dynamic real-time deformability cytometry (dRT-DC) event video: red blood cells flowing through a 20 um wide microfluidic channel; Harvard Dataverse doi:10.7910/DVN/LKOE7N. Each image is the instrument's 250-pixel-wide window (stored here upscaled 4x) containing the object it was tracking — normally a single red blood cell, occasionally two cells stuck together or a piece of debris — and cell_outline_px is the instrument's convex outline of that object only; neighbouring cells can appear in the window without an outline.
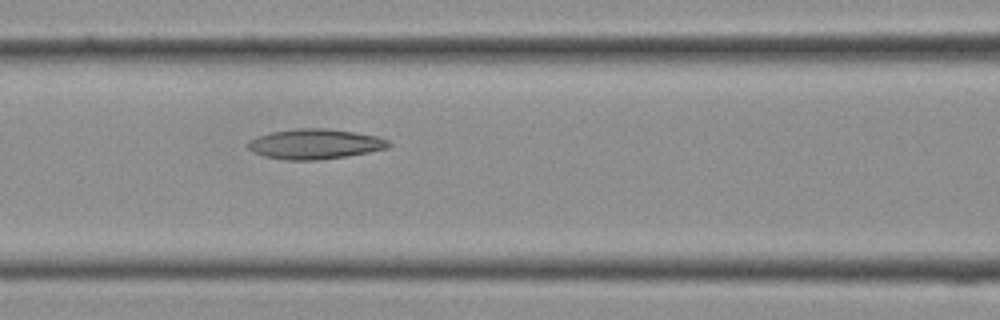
{"species": "Egyptian fruit bat (a non-hibernating species)", "species_latin": "Rousettus aegyptiacus", "temperature_condition": "cold", "stored_images_in_passage": 12, "camera_frame_rate_fps": 3000, "um_per_image_px": 0.085, "frame": {"image": 1, "passage_image": 12, "time_ms": 3.667, "image_size_px": [1000, 320], "cell_outline_px": [[392, 144], [388, 148], [348, 156], [316, 160], [284, 160], [264, 156], [252, 152], [248, 148], [248, 140], [256, 136], [272, 132], [296, 128], [324, 128], [356, 132], [376, 136], [388, 140]], "centroid_in_image_um": [26.75, 12.24], "position_along_channel_um": 139.8, "area_um2": 24.8}}